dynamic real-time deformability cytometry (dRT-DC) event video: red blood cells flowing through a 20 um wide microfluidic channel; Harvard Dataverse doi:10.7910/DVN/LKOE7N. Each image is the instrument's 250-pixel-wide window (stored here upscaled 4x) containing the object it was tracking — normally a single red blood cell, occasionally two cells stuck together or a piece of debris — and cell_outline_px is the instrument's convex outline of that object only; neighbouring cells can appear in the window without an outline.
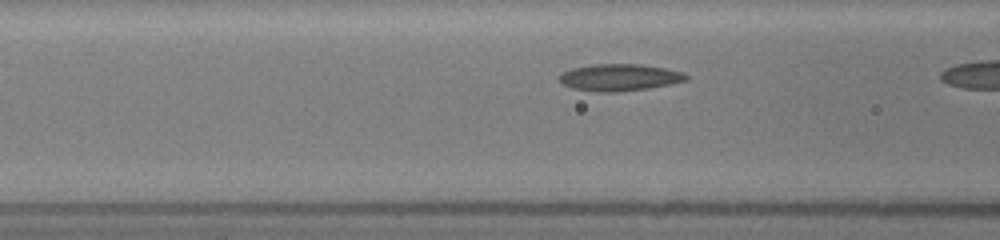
{"species": "common noctule bat (a hibernating species)", "species_latin": "Nyctalus noctula", "temperature_condition": "room temperature", "stored_images_in_passage": 6, "camera_frame_rate_fps": 3000, "um_per_image_px": 0.085, "animal": {"sex": "female", "body_mass_g": 19.5, "forearm_length_mm": 54.1}, "frame": {"image": 1, "passage_image": 5, "time_ms": 1.333, "image_size_px": [1000, 240], "cell_outline_px": [[688, 80], [648, 88], [616, 92], [600, 92], [572, 88], [564, 84], [560, 80], [560, 76], [564, 72], [572, 68], [592, 64], [640, 64], [664, 68], [680, 72], [688, 76]], "centroid_in_image_um": [52.65, 6.58], "position_along_channel_um": 114.0, "area_um2": 19.54}}